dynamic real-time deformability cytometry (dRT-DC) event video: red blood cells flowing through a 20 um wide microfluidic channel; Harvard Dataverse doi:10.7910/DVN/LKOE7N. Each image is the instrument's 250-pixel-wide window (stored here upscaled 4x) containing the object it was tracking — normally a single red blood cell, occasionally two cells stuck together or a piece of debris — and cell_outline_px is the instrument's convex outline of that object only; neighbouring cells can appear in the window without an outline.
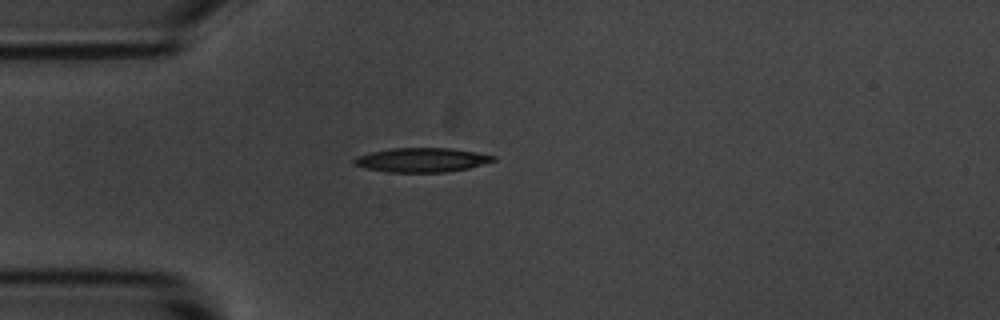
{"species": "common noctule bat (a hibernating species)", "species_latin": "Nyctalus noctula", "temperature_condition": "room temperature", "stored_images_in_passage": 1, "camera_frame_rate_fps": 3000, "um_per_image_px": 0.085, "animal": {"sex": "male", "body_mass_g": 20.1, "forearm_length_mm": 53.5}, "frame": {"image": 1, "passage_image": 1, "time_ms": 0.0, "image_size_px": [1000, 320], "cell_outline_px": [[496, 160], [468, 168], [444, 172], [384, 172], [364, 168], [352, 164], [352, 160], [356, 156], [372, 152], [392, 148], [452, 148], [476, 152], [496, 156]], "centroid_in_image_um": [35.81, 13.6], "position_along_channel_um": 49.2, "area_um2": 19.71}}